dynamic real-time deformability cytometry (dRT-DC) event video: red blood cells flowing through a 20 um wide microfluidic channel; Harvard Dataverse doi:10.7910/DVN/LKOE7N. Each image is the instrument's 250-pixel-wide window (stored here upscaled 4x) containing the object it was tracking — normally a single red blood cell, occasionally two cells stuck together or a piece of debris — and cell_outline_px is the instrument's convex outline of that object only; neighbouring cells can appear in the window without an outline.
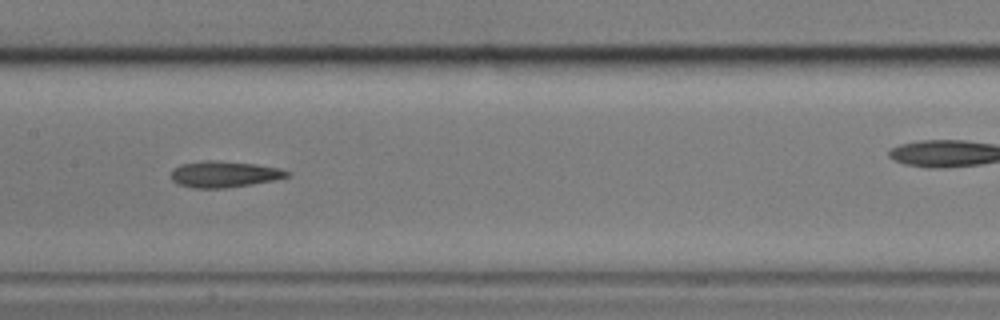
{"species": "common noctule bat (a hibernating species)", "species_latin": "Nyctalus noctula", "temperature_condition": "cold", "stored_images_in_passage": 42, "camera_frame_rate_fps": 3000, "um_per_image_px": 0.085, "animal": {"sex": "male", "body_mass_g": 17.9}, "frame": {"image": 1, "passage_image": 13, "time_ms": 4.0, "image_size_px": [1000, 320], "cell_outline_px": [[292, 176], [276, 180], [252, 184], [224, 188], [192, 188], [176, 184], [172, 180], [172, 168], [180, 164], [204, 160], [212, 160], [256, 164], [280, 168], [288, 172]], "centroid_in_image_um": [19.05, 14.81], "position_along_channel_um": 188.4, "area_um2": 17.92}}
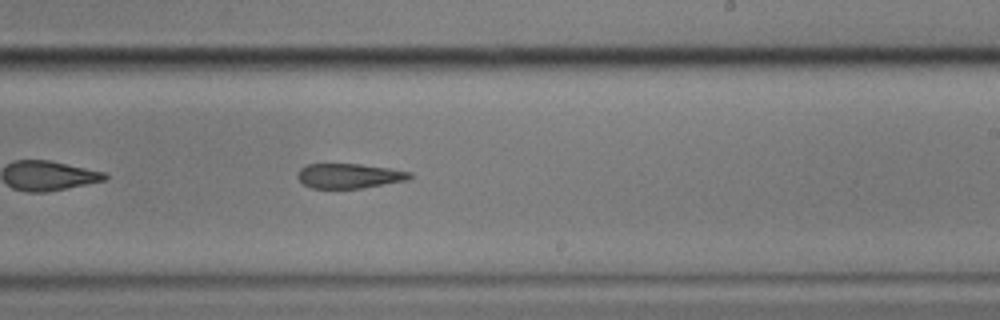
{"frame": {"image": 2, "passage_image": 19, "time_ms": 6.0, "image_size_px": [1000, 320], "cell_outline_px": [[412, 176], [408, 180], [364, 188], [312, 188], [304, 184], [296, 176], [300, 168], [308, 164], [360, 164], [388, 168], [412, 172]], "centroid_in_image_um": [29.69, 14.95], "position_along_channel_um": 259.3, "area_um2": 16.18}}